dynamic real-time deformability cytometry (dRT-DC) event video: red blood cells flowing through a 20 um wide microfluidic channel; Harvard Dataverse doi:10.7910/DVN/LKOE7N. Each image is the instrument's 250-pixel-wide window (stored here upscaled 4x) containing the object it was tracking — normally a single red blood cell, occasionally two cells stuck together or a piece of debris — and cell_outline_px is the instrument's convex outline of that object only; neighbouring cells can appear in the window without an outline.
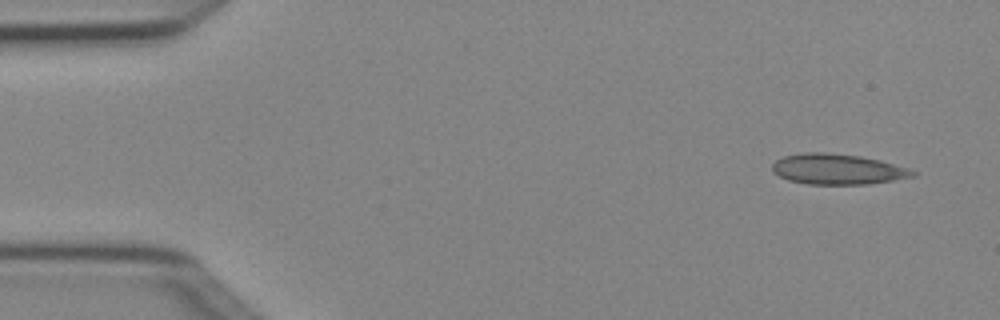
{"species": "Egyptian fruit bat (a non-hibernating species)", "species_latin": "Rousettus aegyptiacus", "temperature_condition": "cold", "stored_images_in_passage": 4, "camera_frame_rate_fps": 3000, "um_per_image_px": 0.085, "animal": {"sex": "female"}, "frame": {"image": 1, "passage_image": 1, "time_ms": 0.0, "image_size_px": [1000, 320], "cell_outline_px": [[916, 176], [868, 184], [808, 184], [788, 180], [772, 172], [772, 164], [776, 160], [784, 156], [804, 152], [828, 152], [860, 156], [880, 160], [908, 168], [916, 172]], "centroid_in_image_um": [71.17, 14.37], "position_along_channel_um": 13.8, "area_um2": 24.97}}
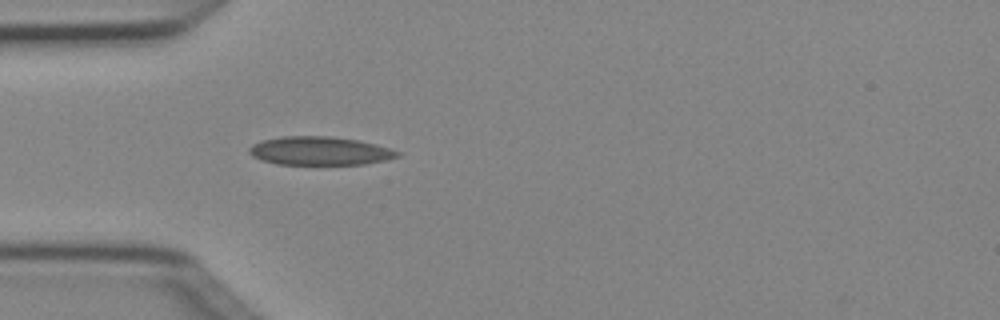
{"frame": {"image": 2, "passage_image": 4, "time_ms": 1.0, "image_size_px": [1000, 320], "cell_outline_px": [[404, 152], [400, 156], [384, 160], [364, 164], [276, 164], [260, 160], [252, 156], [248, 152], [248, 148], [252, 144], [260, 140], [284, 136], [328, 136], [360, 140], [376, 144]], "centroid_in_image_um": [27.18, 12.82], "position_along_channel_um": 57.8, "area_um2": 24.85}}